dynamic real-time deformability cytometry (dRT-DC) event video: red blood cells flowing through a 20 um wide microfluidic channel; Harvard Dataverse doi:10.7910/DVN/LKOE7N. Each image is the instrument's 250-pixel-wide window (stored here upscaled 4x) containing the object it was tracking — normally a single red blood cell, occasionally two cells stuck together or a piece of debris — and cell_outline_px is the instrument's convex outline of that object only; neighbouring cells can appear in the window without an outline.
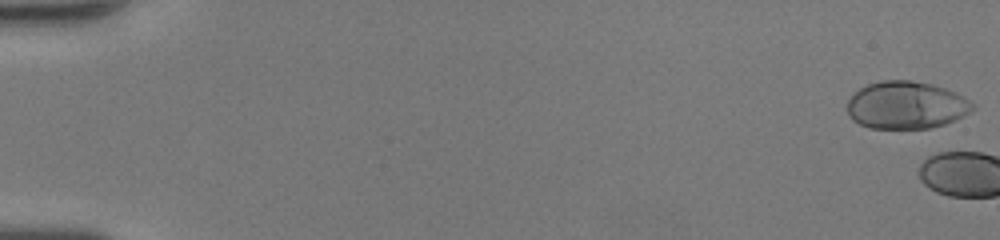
{"species": "human", "species_latin": "Homo sapiens", "temperature_condition": "room temperature", "stored_images_in_passage": 5, "camera_frame_rate_fps": 3000, "um_per_image_px": 0.085, "donor": {"sex": "female"}, "frame": {"image": 1, "passage_image": 1, "time_ms": 0.0, "image_size_px": [1000, 240], "cell_outline_px": [[976, 108], [964, 116], [944, 124], [932, 128], [868, 128], [852, 120], [848, 112], [848, 100], [860, 88], [868, 84], [880, 80], [908, 80], [932, 84], [956, 92], [964, 96], [976, 104]], "centroid_in_image_um": [77.07, 8.94], "position_along_channel_um": 7.9, "area_um2": 34.85}}